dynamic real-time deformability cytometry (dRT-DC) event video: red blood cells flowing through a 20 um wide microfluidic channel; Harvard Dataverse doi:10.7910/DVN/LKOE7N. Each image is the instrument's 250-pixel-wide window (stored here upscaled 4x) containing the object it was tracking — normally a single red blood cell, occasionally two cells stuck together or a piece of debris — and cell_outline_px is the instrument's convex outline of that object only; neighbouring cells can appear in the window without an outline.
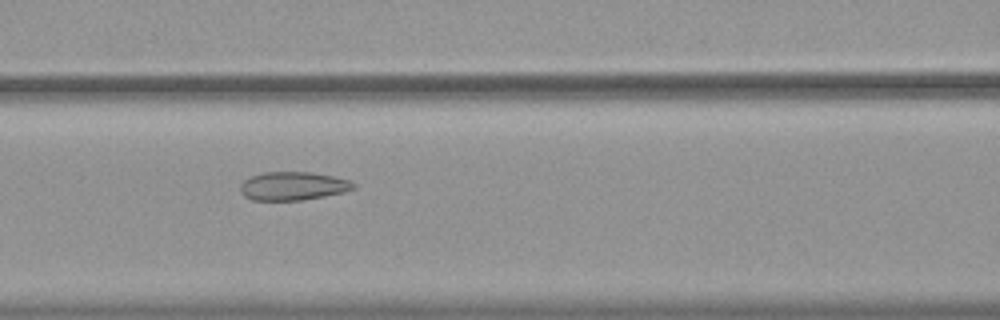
{"species": "common noctule bat (a hibernating species)", "species_latin": "Nyctalus noctula", "temperature_condition": "warm", "stored_images_in_passage": 41, "camera_frame_rate_fps": 3000, "um_per_image_px": 0.085, "animal": {"sex": "female", "body_mass_g": 19.9}, "frame": {"image": 1, "passage_image": 11, "time_ms": 3.333, "image_size_px": [1000, 320], "cell_outline_px": [[356, 188], [344, 192], [304, 200], [252, 200], [244, 196], [240, 192], [240, 184], [244, 180], [252, 176], [264, 172], [308, 172], [332, 176], [348, 180], [356, 184]], "centroid_in_image_um": [24.89, 15.82], "position_along_channel_um": 141.7, "area_um2": 18.73}}
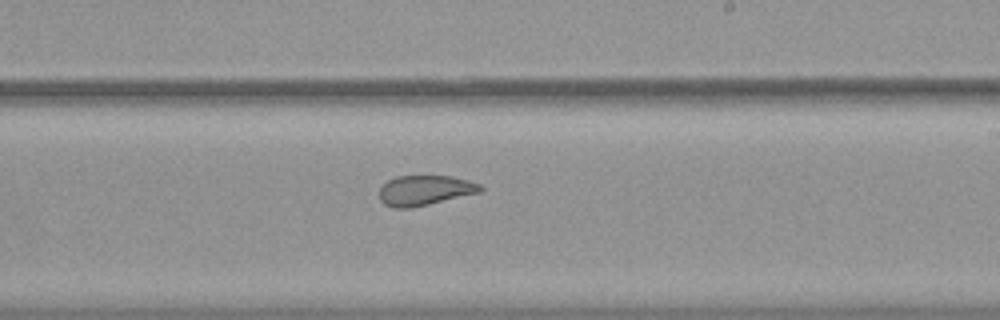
{"frame": {"image": 2, "passage_image": 20, "time_ms": 6.333, "image_size_px": [1000, 320], "cell_outline_px": [[484, 188], [480, 192], [412, 208], [392, 208], [384, 204], [380, 200], [380, 188], [388, 180], [396, 176], [452, 176], [468, 180], [480, 184]], "centroid_in_image_um": [36.1, 16.18], "position_along_channel_um": 252.9, "area_um2": 17.69}}
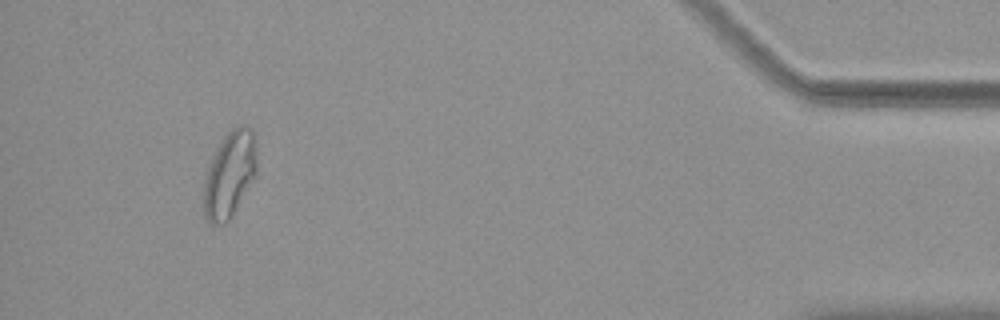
{"frame": {"image": 3, "passage_image": 38, "time_ms": 12.333, "image_size_px": [1000, 320], "cell_outline_px": [[256, 176], [228, 220], [224, 224], [212, 224], [204, 216], [200, 192], [204, 176], [216, 148], [224, 136], [232, 128], [240, 124], [248, 124], [252, 128], [256, 144]], "centroid_in_image_um": [19.48, 14.81], "position_along_channel_um": 415.7, "area_um2": 27.28}, "authors_computed_cell_mechanics": {"area_um2": 19.8254, "velocity_mm_per_s": 3.722, "shape_relaxation_time_tau1_ms": null, "shape_relaxation_time_tau2_ms": 2.0255, "deformation_change_tau1": null, "deformation_change_tau2": 0.0714}}